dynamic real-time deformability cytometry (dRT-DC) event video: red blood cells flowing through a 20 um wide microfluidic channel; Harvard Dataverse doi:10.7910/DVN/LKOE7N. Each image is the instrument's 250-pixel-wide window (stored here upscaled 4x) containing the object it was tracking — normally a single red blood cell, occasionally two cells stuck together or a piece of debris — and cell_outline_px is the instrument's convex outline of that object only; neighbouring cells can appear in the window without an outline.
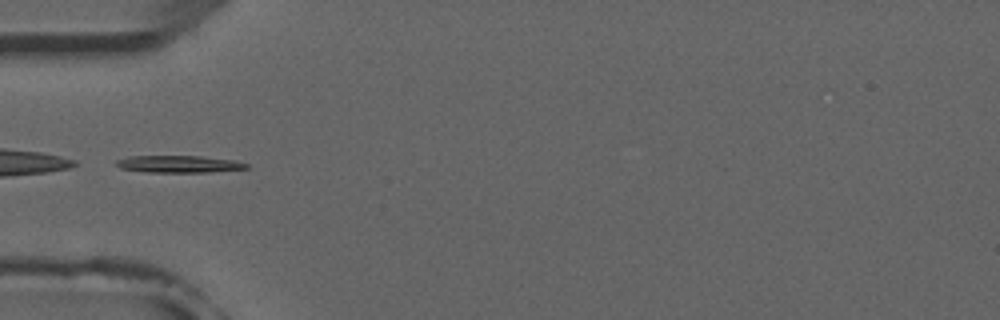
{"species": "common noctule bat (a hibernating species)", "species_latin": "Nyctalus noctula", "temperature_condition": "room temperature", "stored_images_in_passage": 6, "camera_frame_rate_fps": 3000, "um_per_image_px": 0.085, "animal": {"sex": "male", "forearm_length_mm": 52.5}, "frame": {"image": 1, "passage_image": 5, "time_ms": 4.667, "image_size_px": [1000, 320], "cell_outline_px": [[248, 168], [208, 172], [148, 172], [120, 168], [116, 164], [116, 160], [128, 156], [200, 156], [236, 160], [248, 164]], "centroid_in_image_um": [15.2, 13.94], "position_along_channel_um": 69.8, "area_um2": 12.89}}
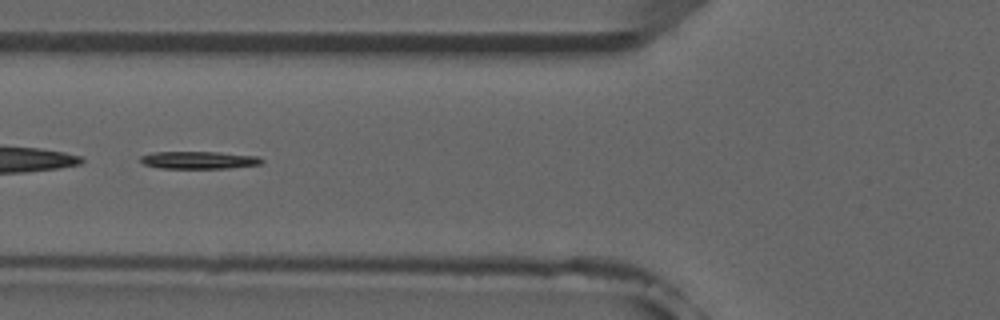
{"frame": {"image": 2, "passage_image": 6, "time_ms": 5.667, "image_size_px": [1000, 320], "cell_outline_px": [[264, 160], [260, 164], [228, 168], [160, 168], [144, 164], [140, 160], [140, 156], [152, 152], [220, 152], [260, 156]], "centroid_in_image_um": [16.92, 13.6], "position_along_channel_um": 108.9, "area_um2": 12.37}}